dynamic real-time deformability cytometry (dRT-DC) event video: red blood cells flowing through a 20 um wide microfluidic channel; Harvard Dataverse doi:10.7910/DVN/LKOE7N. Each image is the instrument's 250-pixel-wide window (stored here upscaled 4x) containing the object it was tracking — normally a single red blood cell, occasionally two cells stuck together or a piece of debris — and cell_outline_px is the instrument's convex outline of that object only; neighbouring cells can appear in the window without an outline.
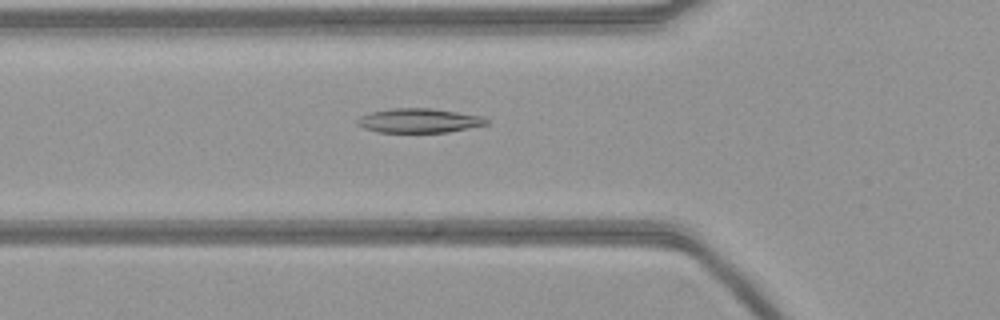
{"species": "common noctule bat (a hibernating species)", "species_latin": "Nyctalus noctula", "temperature_condition": "warm", "stored_images_in_passage": 47, "camera_frame_rate_fps": 3000, "um_per_image_px": 0.085, "animal": {"sex": "female", "body_mass_g": 21.9}, "frame": {"image": 1, "passage_image": 12, "time_ms": 3.667, "image_size_px": [1000, 320], "cell_outline_px": [[488, 124], [448, 132], [376, 132], [364, 128], [356, 124], [356, 120], [360, 116], [372, 112], [388, 108], [428, 108], [484, 116], [488, 120]], "centroid_in_image_um": [35.59, 10.25], "position_along_channel_um": 90.2, "area_um2": 18.26}}
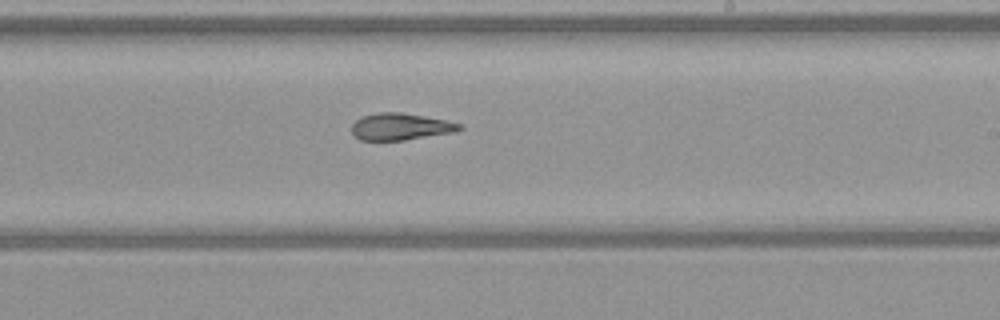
{"frame": {"image": 2, "passage_image": 25, "time_ms": 8.0, "image_size_px": [1000, 320], "cell_outline_px": [[464, 128], [456, 132], [404, 140], [360, 140], [352, 132], [352, 124], [360, 116], [380, 112], [400, 112], [444, 120], [460, 124]], "centroid_in_image_um": [34.03, 10.77], "position_along_channel_um": 255.0, "area_um2": 16.76}}
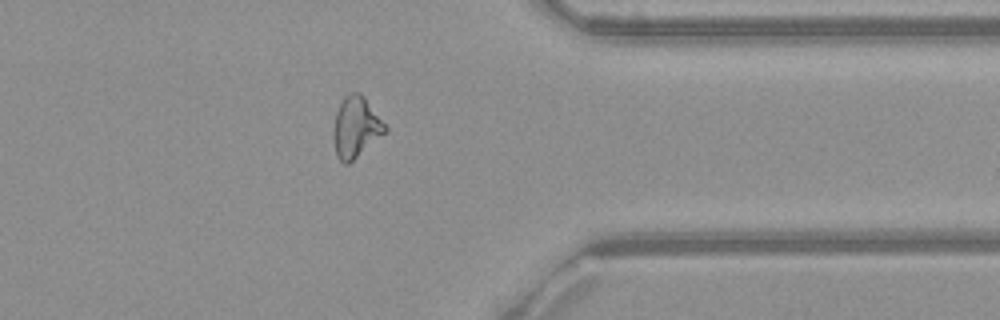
{"frame": {"image": 3, "passage_image": 36, "time_ms": 11.667, "image_size_px": [1000, 320], "cell_outline_px": [[388, 128], [384, 132], [348, 164], [344, 164], [336, 156], [332, 136], [332, 128], [336, 112], [344, 96], [348, 92], [360, 92], [364, 96]], "centroid_in_image_um": [30.19, 10.78], "position_along_channel_um": 381.2, "area_um2": 18.15}}